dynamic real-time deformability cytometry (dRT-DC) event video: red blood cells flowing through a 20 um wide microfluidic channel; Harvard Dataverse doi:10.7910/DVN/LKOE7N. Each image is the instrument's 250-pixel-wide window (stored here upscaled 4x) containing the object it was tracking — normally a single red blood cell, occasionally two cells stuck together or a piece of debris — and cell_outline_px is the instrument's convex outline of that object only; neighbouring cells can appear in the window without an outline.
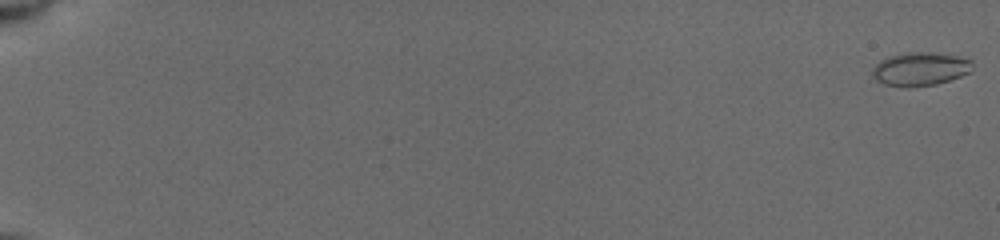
{"species": "common noctule bat (a hibernating species)", "species_latin": "Nyctalus noctula", "temperature_condition": "cold", "stored_images_in_passage": 7, "camera_frame_rate_fps": 3000, "um_per_image_px": 0.085, "animal": {"sex": "female", "body_mass_g": 19.5, "forearm_length_mm": 54.1}, "frame": {"image": 1, "passage_image": 1, "time_ms": 0.0, "image_size_px": [1000, 240], "cell_outline_px": [[972, 72], [936, 84], [912, 88], [904, 88], [884, 84], [876, 80], [872, 76], [872, 68], [880, 60], [888, 56], [904, 52], [928, 52], [956, 56], [972, 60]], "centroid_in_image_um": [78.18, 5.87], "position_along_channel_um": 6.8, "area_um2": 19.77}}